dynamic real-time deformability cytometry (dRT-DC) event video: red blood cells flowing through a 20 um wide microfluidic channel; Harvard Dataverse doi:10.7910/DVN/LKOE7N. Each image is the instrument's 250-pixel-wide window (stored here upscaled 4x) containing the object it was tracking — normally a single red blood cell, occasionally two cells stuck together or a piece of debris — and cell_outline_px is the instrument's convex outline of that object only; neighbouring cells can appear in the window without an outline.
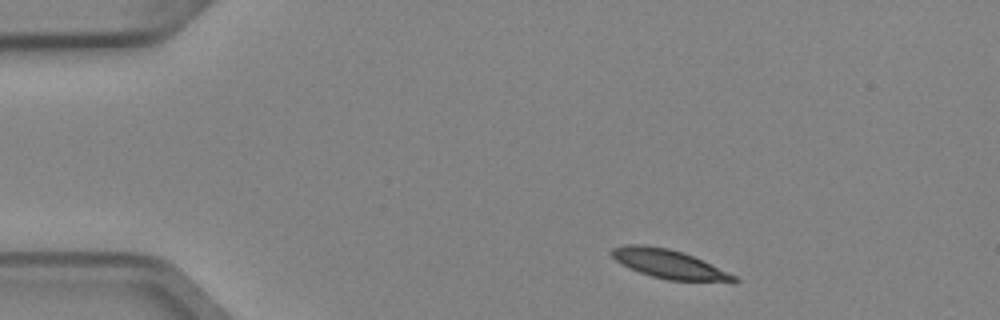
{"species": "Egyptian fruit bat (a non-hibernating species)", "species_latin": "Rousettus aegyptiacus", "temperature_condition": "cold", "stored_images_in_passage": 4, "segment_of_instrument_passage": [1, 2], "camera_frame_rate_fps": 3000, "um_per_image_px": 0.085, "animal": {"sex": "female"}, "frame": {"image": 1, "passage_image": 1, "time_ms": 0.0, "image_size_px": [1000, 320], "cell_outline_px": [[740, 280], [668, 280], [652, 276], [640, 272], [616, 260], [608, 252], [612, 248], [624, 244], [644, 244], [668, 248], [684, 252], [736, 276]], "centroid_in_image_um": [56.74, 22.39], "position_along_channel_um": 28.3, "area_um2": 19.88}}